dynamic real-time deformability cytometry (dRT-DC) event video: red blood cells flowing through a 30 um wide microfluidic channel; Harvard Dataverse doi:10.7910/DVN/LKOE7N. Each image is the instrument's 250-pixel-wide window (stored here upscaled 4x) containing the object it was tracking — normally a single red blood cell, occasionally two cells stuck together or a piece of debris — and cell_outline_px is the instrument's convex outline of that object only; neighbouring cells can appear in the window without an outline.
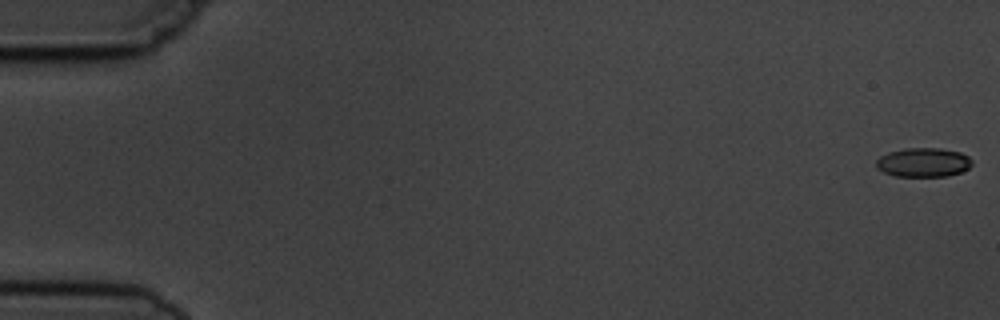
{"species": "common noctule bat (a hibernating species)", "species_latin": "Nyctalus noctula", "temperature_condition": "cold", "stored_images_in_passage": 10, "camera_frame_rate_fps": 3000, "um_per_image_px": 0.085, "animal": {"sex": "male", "body_mass_g": 19.5, "forearm_length_mm": 54.6}, "frame": {"image": 1, "passage_image": 1, "time_ms": 0.0, "image_size_px": [1000, 320], "cell_outline_px": [[972, 164], [968, 168], [960, 172], [948, 176], [896, 176], [884, 172], [876, 168], [876, 160], [880, 156], [888, 152], [904, 148], [940, 148], [960, 152], [968, 156], [972, 160]], "centroid_in_image_um": [78.47, 13.79], "position_along_channel_um": 6.5, "area_um2": 16.3}}
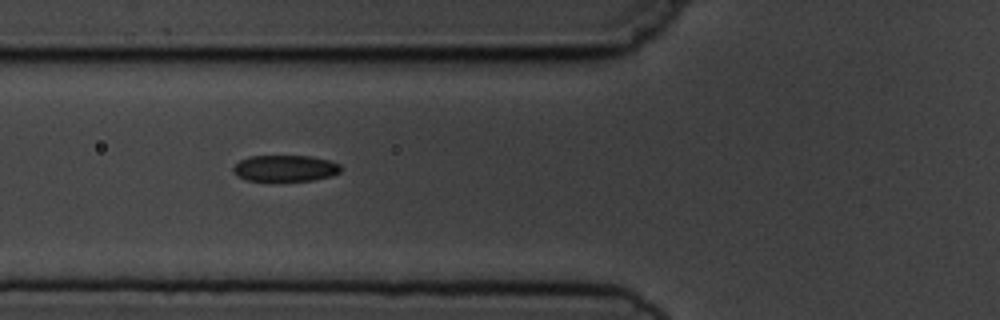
{"frame": {"image": 2, "passage_image": 7, "time_ms": 6.667, "image_size_px": [1000, 320], "cell_outline_px": [[340, 172], [332, 176], [312, 180], [244, 180], [236, 176], [232, 168], [240, 160], [248, 156], [312, 156], [328, 160], [340, 164]], "centroid_in_image_um": [24.22, 14.29], "position_along_channel_um": 101.6, "area_um2": 16.42}}
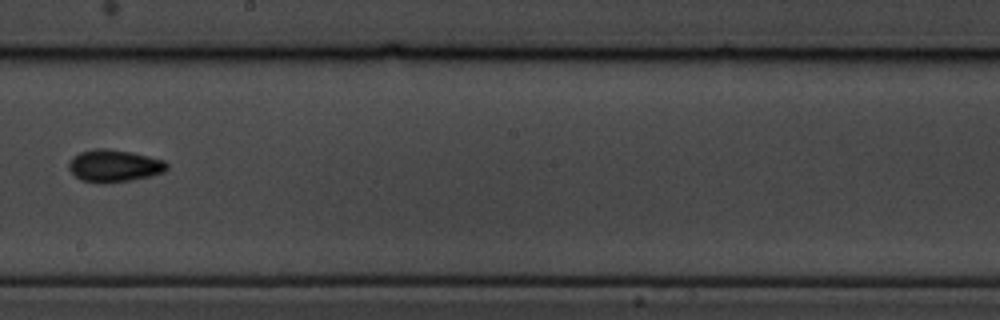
{"frame": {"image": 3, "passage_image": 10, "time_ms": 10.333, "image_size_px": [1000, 320], "cell_outline_px": [[168, 168], [164, 172], [152, 176], [104, 184], [100, 184], [80, 180], [68, 168], [68, 164], [72, 156], [80, 152], [96, 148], [104, 148], [132, 152], [164, 160], [168, 164]], "centroid_in_image_um": [9.69, 14.1], "position_along_channel_um": 238.5, "area_um2": 18.61}}